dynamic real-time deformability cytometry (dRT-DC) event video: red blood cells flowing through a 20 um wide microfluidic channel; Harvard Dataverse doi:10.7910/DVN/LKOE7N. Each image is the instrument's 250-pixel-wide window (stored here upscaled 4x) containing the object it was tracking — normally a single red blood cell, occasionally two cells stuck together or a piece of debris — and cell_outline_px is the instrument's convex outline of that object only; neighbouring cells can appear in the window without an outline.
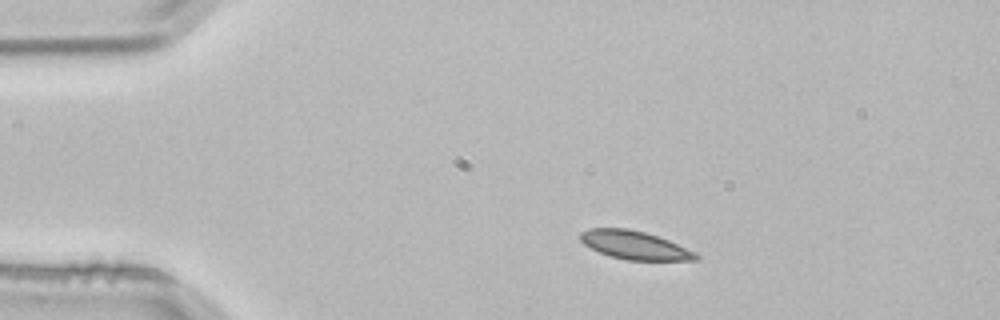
{"species": "common noctule bat (a hibernating species)", "species_latin": "Nyctalus noctula", "temperature_condition": "room temperature", "stored_images_in_passage": 2, "camera_frame_rate_fps": 3000, "um_per_image_px": 0.085, "animal": {"sex": "male", "body_mass_g": 21.5, "forearm_length_mm": 52.0}, "frame": {"image": 1, "passage_image": 1, "time_ms": 0.0, "image_size_px": [1000, 320], "cell_outline_px": [[700, 256], [696, 260], [628, 260], [608, 256], [584, 244], [580, 240], [580, 232], [588, 228], [628, 228], [644, 232], [668, 240], [696, 252]], "centroid_in_image_um": [53.93, 20.83], "position_along_channel_um": 31.1, "area_um2": 19.02}}